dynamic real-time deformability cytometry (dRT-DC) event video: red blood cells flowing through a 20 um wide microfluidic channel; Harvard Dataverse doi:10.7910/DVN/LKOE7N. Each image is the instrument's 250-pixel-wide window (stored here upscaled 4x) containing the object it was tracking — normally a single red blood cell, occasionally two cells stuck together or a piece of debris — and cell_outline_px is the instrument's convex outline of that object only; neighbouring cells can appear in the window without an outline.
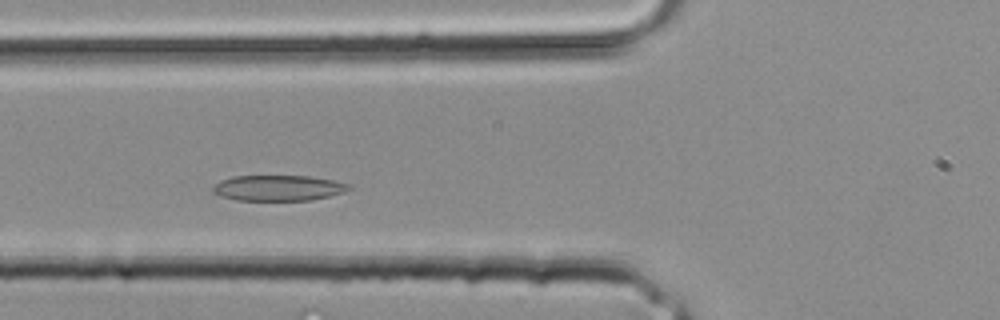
{"species": "common noctule bat (a hibernating species)", "species_latin": "Nyctalus noctula", "temperature_condition": "room temperature", "stored_images_in_passage": 26, "camera_frame_rate_fps": 3000, "um_per_image_px": 0.085, "animal": {"sex": "male", "body_mass_g": 20.4}, "frame": {"image": 1, "passage_image": 4, "time_ms": 1.0, "image_size_px": [1000, 320], "cell_outline_px": [[352, 188], [344, 192], [312, 200], [236, 200], [212, 192], [212, 188], [220, 180], [232, 176], [308, 176], [332, 180], [348, 184]], "centroid_in_image_um": [23.64, 15.97], "position_along_channel_um": 102.2, "area_um2": 20.11}}
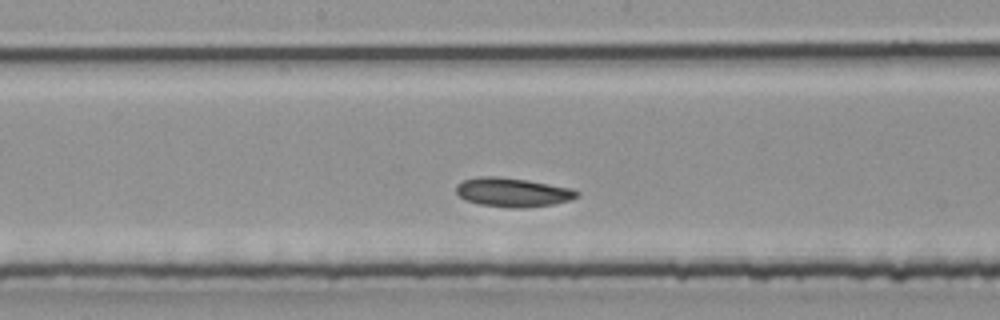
{"frame": {"image": 2, "passage_image": 9, "time_ms": 2.667, "image_size_px": [1000, 320], "cell_outline_px": [[580, 196], [568, 200], [552, 204], [520, 208], [512, 208], [480, 204], [464, 200], [456, 192], [456, 184], [464, 180], [480, 176], [500, 176], [528, 180], [572, 188], [580, 192]], "centroid_in_image_um": [43.57, 16.33], "position_along_channel_um": 204.6, "area_um2": 20.46}}
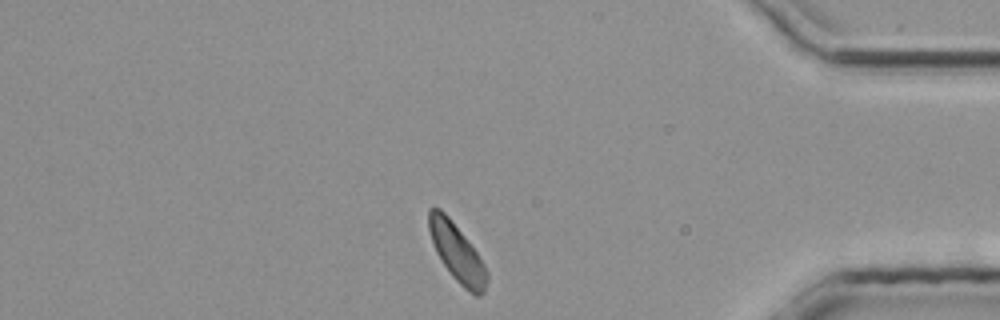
{"frame": {"image": 3, "passage_image": 20, "time_ms": 6.333, "image_size_px": [1000, 320], "cell_outline_px": [[488, 280], [484, 292], [480, 296], [476, 296], [464, 288], [452, 276], [436, 252], [428, 228], [428, 208], [440, 208], [448, 216], [464, 236], [476, 252], [484, 264], [488, 272]], "centroid_in_image_um": [38.85, 21.49], "position_along_channel_um": 396.4, "area_um2": 19.25}}